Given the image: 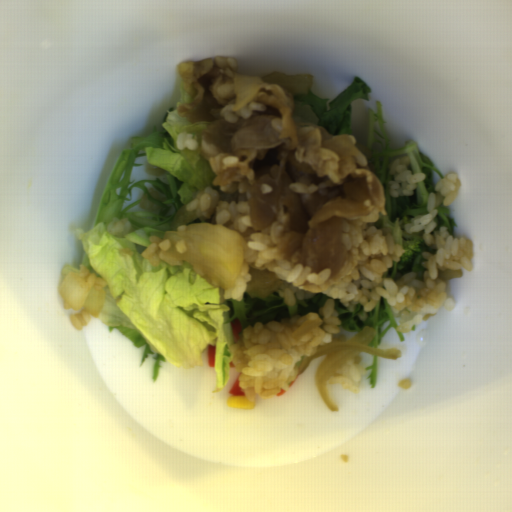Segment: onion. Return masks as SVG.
Wrapping results in <instances>:
<instances>
[{
  "instance_id": "06740285",
  "label": "onion",
  "mask_w": 512,
  "mask_h": 512,
  "mask_svg": "<svg viewBox=\"0 0 512 512\" xmlns=\"http://www.w3.org/2000/svg\"><path fill=\"white\" fill-rule=\"evenodd\" d=\"M158 252L161 259L187 260L197 275L224 290L241 276L246 246L241 233L221 224L201 222L167 231Z\"/></svg>"
},
{
  "instance_id": "55239325",
  "label": "onion",
  "mask_w": 512,
  "mask_h": 512,
  "mask_svg": "<svg viewBox=\"0 0 512 512\" xmlns=\"http://www.w3.org/2000/svg\"><path fill=\"white\" fill-rule=\"evenodd\" d=\"M58 294L65 309L84 310L98 317L105 305L106 296L99 287L87 283L78 274L66 273L58 285Z\"/></svg>"
},
{
  "instance_id": "6bf65262",
  "label": "onion",
  "mask_w": 512,
  "mask_h": 512,
  "mask_svg": "<svg viewBox=\"0 0 512 512\" xmlns=\"http://www.w3.org/2000/svg\"><path fill=\"white\" fill-rule=\"evenodd\" d=\"M376 329L365 327L346 341H333L320 344L311 355L305 356L298 370V375L304 374L311 363L320 356L324 359L315 375V385L331 412H338V407L330 399L327 386L336 373L357 357L359 353H366L372 357L398 360L401 356L399 349H379L371 347L370 343L376 336Z\"/></svg>"
}]
</instances>
